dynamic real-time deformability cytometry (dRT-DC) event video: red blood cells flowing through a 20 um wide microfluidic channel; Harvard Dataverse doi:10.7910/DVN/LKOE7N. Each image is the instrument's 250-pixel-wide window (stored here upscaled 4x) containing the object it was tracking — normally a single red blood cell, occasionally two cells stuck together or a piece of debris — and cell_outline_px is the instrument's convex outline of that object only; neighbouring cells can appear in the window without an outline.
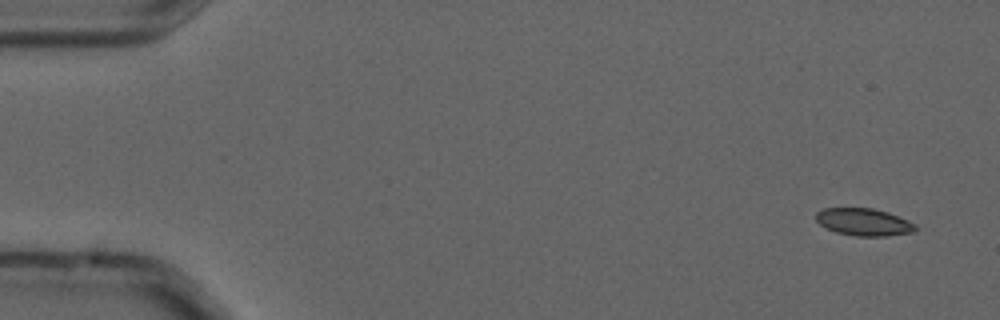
{"species": "common noctule bat (a hibernating species)", "species_latin": "Nyctalus noctula", "temperature_condition": "cold", "stored_images_in_passage": 5, "camera_frame_rate_fps": 3000, "um_per_image_px": 0.085, "animal": {"sex": "male", "forearm_length_mm": 52.5}, "frame": {"image": 1, "passage_image": 1, "time_ms": 0.0, "image_size_px": [1000, 320], "cell_outline_px": [[916, 228], [912, 232], [888, 236], [856, 236], [836, 232], [820, 224], [816, 220], [816, 212], [824, 208], [872, 208], [888, 212], [908, 220], [916, 224]], "centroid_in_image_um": [73.43, 18.87], "position_along_channel_um": 11.6, "area_um2": 15.78}}
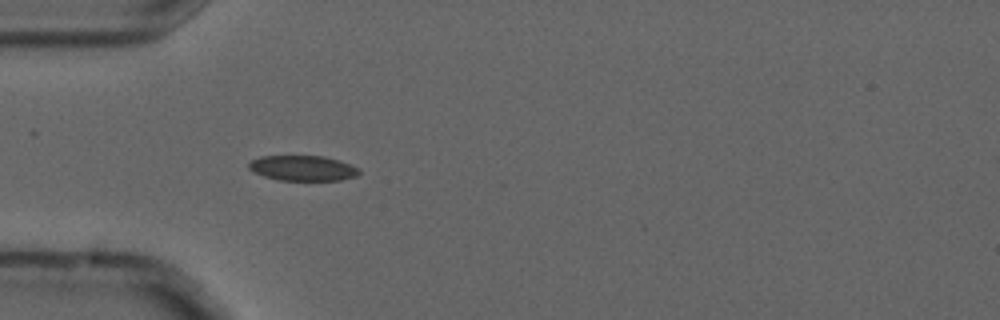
{"frame": {"image": 2, "passage_image": 5, "time_ms": 1.333, "image_size_px": [1000, 320], "cell_outline_px": [[360, 172], [356, 176], [340, 180], [276, 180], [252, 172], [248, 168], [248, 164], [252, 160], [260, 156], [324, 156], [360, 168]], "centroid_in_image_um": [25.7, 14.29], "position_along_channel_um": 59.3, "area_um2": 16.18}}